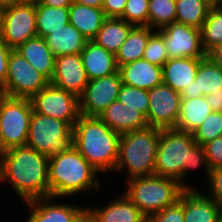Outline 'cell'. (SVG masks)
<instances>
[{
	"label": "cell",
	"mask_w": 222,
	"mask_h": 222,
	"mask_svg": "<svg viewBox=\"0 0 222 222\" xmlns=\"http://www.w3.org/2000/svg\"><path fill=\"white\" fill-rule=\"evenodd\" d=\"M49 158L27 145L9 148L0 163V182H8L26 203L50 197Z\"/></svg>",
	"instance_id": "6da1fadb"
},
{
	"label": "cell",
	"mask_w": 222,
	"mask_h": 222,
	"mask_svg": "<svg viewBox=\"0 0 222 222\" xmlns=\"http://www.w3.org/2000/svg\"><path fill=\"white\" fill-rule=\"evenodd\" d=\"M120 137L98 117L80 115L73 126V146L100 173L115 170Z\"/></svg>",
	"instance_id": "7a4b0ae2"
},
{
	"label": "cell",
	"mask_w": 222,
	"mask_h": 222,
	"mask_svg": "<svg viewBox=\"0 0 222 222\" xmlns=\"http://www.w3.org/2000/svg\"><path fill=\"white\" fill-rule=\"evenodd\" d=\"M100 173L72 146L49 158L48 185L53 198L70 197L82 191L98 189ZM70 195V196H69Z\"/></svg>",
	"instance_id": "3957f363"
},
{
	"label": "cell",
	"mask_w": 222,
	"mask_h": 222,
	"mask_svg": "<svg viewBox=\"0 0 222 222\" xmlns=\"http://www.w3.org/2000/svg\"><path fill=\"white\" fill-rule=\"evenodd\" d=\"M159 140L160 129L151 126L121 134L114 171L126 168L128 180L153 175Z\"/></svg>",
	"instance_id": "277c9868"
},
{
	"label": "cell",
	"mask_w": 222,
	"mask_h": 222,
	"mask_svg": "<svg viewBox=\"0 0 222 222\" xmlns=\"http://www.w3.org/2000/svg\"><path fill=\"white\" fill-rule=\"evenodd\" d=\"M124 194L148 218L179 200L185 188L177 181L158 175L127 180Z\"/></svg>",
	"instance_id": "5b68a950"
},
{
	"label": "cell",
	"mask_w": 222,
	"mask_h": 222,
	"mask_svg": "<svg viewBox=\"0 0 222 222\" xmlns=\"http://www.w3.org/2000/svg\"><path fill=\"white\" fill-rule=\"evenodd\" d=\"M195 145L192 133L175 128L160 129L154 174L177 180L185 189H191L182 183V177L183 166H188L189 151Z\"/></svg>",
	"instance_id": "8992f818"
},
{
	"label": "cell",
	"mask_w": 222,
	"mask_h": 222,
	"mask_svg": "<svg viewBox=\"0 0 222 222\" xmlns=\"http://www.w3.org/2000/svg\"><path fill=\"white\" fill-rule=\"evenodd\" d=\"M26 145L50 158L73 146V128L63 120L33 113Z\"/></svg>",
	"instance_id": "52a82bcc"
},
{
	"label": "cell",
	"mask_w": 222,
	"mask_h": 222,
	"mask_svg": "<svg viewBox=\"0 0 222 222\" xmlns=\"http://www.w3.org/2000/svg\"><path fill=\"white\" fill-rule=\"evenodd\" d=\"M32 114L29 98L0 93V131L7 149L26 145Z\"/></svg>",
	"instance_id": "ba28073f"
},
{
	"label": "cell",
	"mask_w": 222,
	"mask_h": 222,
	"mask_svg": "<svg viewBox=\"0 0 222 222\" xmlns=\"http://www.w3.org/2000/svg\"><path fill=\"white\" fill-rule=\"evenodd\" d=\"M50 81L15 50L9 55L5 85L0 93L10 97L30 98Z\"/></svg>",
	"instance_id": "9c48e42d"
},
{
	"label": "cell",
	"mask_w": 222,
	"mask_h": 222,
	"mask_svg": "<svg viewBox=\"0 0 222 222\" xmlns=\"http://www.w3.org/2000/svg\"><path fill=\"white\" fill-rule=\"evenodd\" d=\"M0 36L12 50L37 36L36 0L6 6Z\"/></svg>",
	"instance_id": "30bf717a"
},
{
	"label": "cell",
	"mask_w": 222,
	"mask_h": 222,
	"mask_svg": "<svg viewBox=\"0 0 222 222\" xmlns=\"http://www.w3.org/2000/svg\"><path fill=\"white\" fill-rule=\"evenodd\" d=\"M29 100L33 113L63 120L72 128L81 115L79 98L73 93L58 88L51 83L40 92L32 95Z\"/></svg>",
	"instance_id": "8fae6325"
},
{
	"label": "cell",
	"mask_w": 222,
	"mask_h": 222,
	"mask_svg": "<svg viewBox=\"0 0 222 222\" xmlns=\"http://www.w3.org/2000/svg\"><path fill=\"white\" fill-rule=\"evenodd\" d=\"M122 84L118 71L106 77L89 80L79 97L80 114L99 117L110 104L117 100Z\"/></svg>",
	"instance_id": "7c38bea8"
},
{
	"label": "cell",
	"mask_w": 222,
	"mask_h": 222,
	"mask_svg": "<svg viewBox=\"0 0 222 222\" xmlns=\"http://www.w3.org/2000/svg\"><path fill=\"white\" fill-rule=\"evenodd\" d=\"M156 31L164 40L168 59L206 57L202 46L201 30L173 22Z\"/></svg>",
	"instance_id": "4fadbf2b"
},
{
	"label": "cell",
	"mask_w": 222,
	"mask_h": 222,
	"mask_svg": "<svg viewBox=\"0 0 222 222\" xmlns=\"http://www.w3.org/2000/svg\"><path fill=\"white\" fill-rule=\"evenodd\" d=\"M148 126L159 129L175 128L180 112L181 96L164 83L148 91Z\"/></svg>",
	"instance_id": "5bb4252c"
},
{
	"label": "cell",
	"mask_w": 222,
	"mask_h": 222,
	"mask_svg": "<svg viewBox=\"0 0 222 222\" xmlns=\"http://www.w3.org/2000/svg\"><path fill=\"white\" fill-rule=\"evenodd\" d=\"M88 78L80 54L57 56L50 83L78 98L82 95Z\"/></svg>",
	"instance_id": "9a60e30c"
},
{
	"label": "cell",
	"mask_w": 222,
	"mask_h": 222,
	"mask_svg": "<svg viewBox=\"0 0 222 222\" xmlns=\"http://www.w3.org/2000/svg\"><path fill=\"white\" fill-rule=\"evenodd\" d=\"M53 197H46L26 202L31 214L25 222H74L85 209L66 203H51Z\"/></svg>",
	"instance_id": "2e32d148"
},
{
	"label": "cell",
	"mask_w": 222,
	"mask_h": 222,
	"mask_svg": "<svg viewBox=\"0 0 222 222\" xmlns=\"http://www.w3.org/2000/svg\"><path fill=\"white\" fill-rule=\"evenodd\" d=\"M123 84L149 91L163 83L162 67L138 59L118 67Z\"/></svg>",
	"instance_id": "e0dca14e"
},
{
	"label": "cell",
	"mask_w": 222,
	"mask_h": 222,
	"mask_svg": "<svg viewBox=\"0 0 222 222\" xmlns=\"http://www.w3.org/2000/svg\"><path fill=\"white\" fill-rule=\"evenodd\" d=\"M222 89V68L209 58H202L196 72L195 80L181 92V99L206 96Z\"/></svg>",
	"instance_id": "ac0fdd59"
},
{
	"label": "cell",
	"mask_w": 222,
	"mask_h": 222,
	"mask_svg": "<svg viewBox=\"0 0 222 222\" xmlns=\"http://www.w3.org/2000/svg\"><path fill=\"white\" fill-rule=\"evenodd\" d=\"M109 128L120 134L148 127L146 116L118 100L110 104L99 117Z\"/></svg>",
	"instance_id": "d6986e66"
},
{
	"label": "cell",
	"mask_w": 222,
	"mask_h": 222,
	"mask_svg": "<svg viewBox=\"0 0 222 222\" xmlns=\"http://www.w3.org/2000/svg\"><path fill=\"white\" fill-rule=\"evenodd\" d=\"M183 199L184 222H216L222 207L213 199L194 189H185Z\"/></svg>",
	"instance_id": "ffe728a7"
},
{
	"label": "cell",
	"mask_w": 222,
	"mask_h": 222,
	"mask_svg": "<svg viewBox=\"0 0 222 222\" xmlns=\"http://www.w3.org/2000/svg\"><path fill=\"white\" fill-rule=\"evenodd\" d=\"M80 56L88 80L106 77L118 71L115 55L93 40L86 42Z\"/></svg>",
	"instance_id": "44dd1931"
},
{
	"label": "cell",
	"mask_w": 222,
	"mask_h": 222,
	"mask_svg": "<svg viewBox=\"0 0 222 222\" xmlns=\"http://www.w3.org/2000/svg\"><path fill=\"white\" fill-rule=\"evenodd\" d=\"M14 50L51 81L54 74L56 56L50 50L44 38L35 36Z\"/></svg>",
	"instance_id": "7402d4cb"
},
{
	"label": "cell",
	"mask_w": 222,
	"mask_h": 222,
	"mask_svg": "<svg viewBox=\"0 0 222 222\" xmlns=\"http://www.w3.org/2000/svg\"><path fill=\"white\" fill-rule=\"evenodd\" d=\"M202 58L168 59L162 67L163 83L176 92H181L195 80Z\"/></svg>",
	"instance_id": "603a6c76"
},
{
	"label": "cell",
	"mask_w": 222,
	"mask_h": 222,
	"mask_svg": "<svg viewBox=\"0 0 222 222\" xmlns=\"http://www.w3.org/2000/svg\"><path fill=\"white\" fill-rule=\"evenodd\" d=\"M96 222H147V217L125 195L121 194L108 205L98 209L88 208Z\"/></svg>",
	"instance_id": "cb8c5ba5"
},
{
	"label": "cell",
	"mask_w": 222,
	"mask_h": 222,
	"mask_svg": "<svg viewBox=\"0 0 222 222\" xmlns=\"http://www.w3.org/2000/svg\"><path fill=\"white\" fill-rule=\"evenodd\" d=\"M106 19L102 8L81 5L73 2L69 7L71 23L88 41H92Z\"/></svg>",
	"instance_id": "d4e9b609"
},
{
	"label": "cell",
	"mask_w": 222,
	"mask_h": 222,
	"mask_svg": "<svg viewBox=\"0 0 222 222\" xmlns=\"http://www.w3.org/2000/svg\"><path fill=\"white\" fill-rule=\"evenodd\" d=\"M44 39L56 57L80 54L88 41L71 23L51 31Z\"/></svg>",
	"instance_id": "484cf974"
},
{
	"label": "cell",
	"mask_w": 222,
	"mask_h": 222,
	"mask_svg": "<svg viewBox=\"0 0 222 222\" xmlns=\"http://www.w3.org/2000/svg\"><path fill=\"white\" fill-rule=\"evenodd\" d=\"M212 112L211 107L207 104L205 96L181 99L180 112L175 129L193 133L203 124Z\"/></svg>",
	"instance_id": "4316f807"
},
{
	"label": "cell",
	"mask_w": 222,
	"mask_h": 222,
	"mask_svg": "<svg viewBox=\"0 0 222 222\" xmlns=\"http://www.w3.org/2000/svg\"><path fill=\"white\" fill-rule=\"evenodd\" d=\"M153 31L149 26H133L115 55L117 67L141 59Z\"/></svg>",
	"instance_id": "83f0119b"
},
{
	"label": "cell",
	"mask_w": 222,
	"mask_h": 222,
	"mask_svg": "<svg viewBox=\"0 0 222 222\" xmlns=\"http://www.w3.org/2000/svg\"><path fill=\"white\" fill-rule=\"evenodd\" d=\"M133 27L121 18H106L93 41L116 55Z\"/></svg>",
	"instance_id": "f1b7e54d"
},
{
	"label": "cell",
	"mask_w": 222,
	"mask_h": 222,
	"mask_svg": "<svg viewBox=\"0 0 222 222\" xmlns=\"http://www.w3.org/2000/svg\"><path fill=\"white\" fill-rule=\"evenodd\" d=\"M69 23V7H51L36 0L37 36L45 38Z\"/></svg>",
	"instance_id": "f546056e"
},
{
	"label": "cell",
	"mask_w": 222,
	"mask_h": 222,
	"mask_svg": "<svg viewBox=\"0 0 222 222\" xmlns=\"http://www.w3.org/2000/svg\"><path fill=\"white\" fill-rule=\"evenodd\" d=\"M213 0H175L176 22L201 30Z\"/></svg>",
	"instance_id": "4dcf8cb0"
},
{
	"label": "cell",
	"mask_w": 222,
	"mask_h": 222,
	"mask_svg": "<svg viewBox=\"0 0 222 222\" xmlns=\"http://www.w3.org/2000/svg\"><path fill=\"white\" fill-rule=\"evenodd\" d=\"M202 46L207 53L222 44V11L214 4L201 28Z\"/></svg>",
	"instance_id": "1f68e13d"
},
{
	"label": "cell",
	"mask_w": 222,
	"mask_h": 222,
	"mask_svg": "<svg viewBox=\"0 0 222 222\" xmlns=\"http://www.w3.org/2000/svg\"><path fill=\"white\" fill-rule=\"evenodd\" d=\"M176 22L175 0H149L148 26L159 30Z\"/></svg>",
	"instance_id": "d6a6232c"
},
{
	"label": "cell",
	"mask_w": 222,
	"mask_h": 222,
	"mask_svg": "<svg viewBox=\"0 0 222 222\" xmlns=\"http://www.w3.org/2000/svg\"><path fill=\"white\" fill-rule=\"evenodd\" d=\"M192 135L196 144L202 146L222 136V112L213 111Z\"/></svg>",
	"instance_id": "836d02e7"
},
{
	"label": "cell",
	"mask_w": 222,
	"mask_h": 222,
	"mask_svg": "<svg viewBox=\"0 0 222 222\" xmlns=\"http://www.w3.org/2000/svg\"><path fill=\"white\" fill-rule=\"evenodd\" d=\"M117 100L131 109H136L147 116L149 109L148 91L122 84Z\"/></svg>",
	"instance_id": "e575fe53"
},
{
	"label": "cell",
	"mask_w": 222,
	"mask_h": 222,
	"mask_svg": "<svg viewBox=\"0 0 222 222\" xmlns=\"http://www.w3.org/2000/svg\"><path fill=\"white\" fill-rule=\"evenodd\" d=\"M149 0H127L120 17L133 26H148Z\"/></svg>",
	"instance_id": "d590c367"
},
{
	"label": "cell",
	"mask_w": 222,
	"mask_h": 222,
	"mask_svg": "<svg viewBox=\"0 0 222 222\" xmlns=\"http://www.w3.org/2000/svg\"><path fill=\"white\" fill-rule=\"evenodd\" d=\"M142 58L160 67L168 60L166 45L157 31L150 36Z\"/></svg>",
	"instance_id": "8d00e7d4"
},
{
	"label": "cell",
	"mask_w": 222,
	"mask_h": 222,
	"mask_svg": "<svg viewBox=\"0 0 222 222\" xmlns=\"http://www.w3.org/2000/svg\"><path fill=\"white\" fill-rule=\"evenodd\" d=\"M147 222H184L183 199L179 197L174 204L150 215Z\"/></svg>",
	"instance_id": "74e56055"
},
{
	"label": "cell",
	"mask_w": 222,
	"mask_h": 222,
	"mask_svg": "<svg viewBox=\"0 0 222 222\" xmlns=\"http://www.w3.org/2000/svg\"><path fill=\"white\" fill-rule=\"evenodd\" d=\"M201 165L205 166L206 170V177L209 175V165L207 162L206 153L204 150V147L202 145H195L190 151H189V159H188V166H183V177L182 182L184 179V176L188 174L192 169H197L198 167H201Z\"/></svg>",
	"instance_id": "f35d334b"
},
{
	"label": "cell",
	"mask_w": 222,
	"mask_h": 222,
	"mask_svg": "<svg viewBox=\"0 0 222 222\" xmlns=\"http://www.w3.org/2000/svg\"><path fill=\"white\" fill-rule=\"evenodd\" d=\"M210 169L222 167V136L203 145Z\"/></svg>",
	"instance_id": "ab89813d"
},
{
	"label": "cell",
	"mask_w": 222,
	"mask_h": 222,
	"mask_svg": "<svg viewBox=\"0 0 222 222\" xmlns=\"http://www.w3.org/2000/svg\"><path fill=\"white\" fill-rule=\"evenodd\" d=\"M207 180L211 194L206 196L222 207V167L210 169Z\"/></svg>",
	"instance_id": "60d3db41"
},
{
	"label": "cell",
	"mask_w": 222,
	"mask_h": 222,
	"mask_svg": "<svg viewBox=\"0 0 222 222\" xmlns=\"http://www.w3.org/2000/svg\"><path fill=\"white\" fill-rule=\"evenodd\" d=\"M127 0H104L102 10L106 18H120L125 10Z\"/></svg>",
	"instance_id": "b9f144b4"
},
{
	"label": "cell",
	"mask_w": 222,
	"mask_h": 222,
	"mask_svg": "<svg viewBox=\"0 0 222 222\" xmlns=\"http://www.w3.org/2000/svg\"><path fill=\"white\" fill-rule=\"evenodd\" d=\"M12 49L2 40L0 36V89L5 85L9 55Z\"/></svg>",
	"instance_id": "7bdbcfd3"
},
{
	"label": "cell",
	"mask_w": 222,
	"mask_h": 222,
	"mask_svg": "<svg viewBox=\"0 0 222 222\" xmlns=\"http://www.w3.org/2000/svg\"><path fill=\"white\" fill-rule=\"evenodd\" d=\"M205 98L212 111L222 112V89L206 95Z\"/></svg>",
	"instance_id": "ee69618b"
},
{
	"label": "cell",
	"mask_w": 222,
	"mask_h": 222,
	"mask_svg": "<svg viewBox=\"0 0 222 222\" xmlns=\"http://www.w3.org/2000/svg\"><path fill=\"white\" fill-rule=\"evenodd\" d=\"M206 57L209 58L214 64L222 68V44L215 46L206 53Z\"/></svg>",
	"instance_id": "f6af8a7d"
},
{
	"label": "cell",
	"mask_w": 222,
	"mask_h": 222,
	"mask_svg": "<svg viewBox=\"0 0 222 222\" xmlns=\"http://www.w3.org/2000/svg\"><path fill=\"white\" fill-rule=\"evenodd\" d=\"M41 4L51 7H70L73 0H37Z\"/></svg>",
	"instance_id": "bcb514c9"
},
{
	"label": "cell",
	"mask_w": 222,
	"mask_h": 222,
	"mask_svg": "<svg viewBox=\"0 0 222 222\" xmlns=\"http://www.w3.org/2000/svg\"><path fill=\"white\" fill-rule=\"evenodd\" d=\"M74 222H96V219L87 207L76 217Z\"/></svg>",
	"instance_id": "7dc6e473"
},
{
	"label": "cell",
	"mask_w": 222,
	"mask_h": 222,
	"mask_svg": "<svg viewBox=\"0 0 222 222\" xmlns=\"http://www.w3.org/2000/svg\"><path fill=\"white\" fill-rule=\"evenodd\" d=\"M73 2H76L81 5H88L95 8H102L104 0H73Z\"/></svg>",
	"instance_id": "c3c4849f"
},
{
	"label": "cell",
	"mask_w": 222,
	"mask_h": 222,
	"mask_svg": "<svg viewBox=\"0 0 222 222\" xmlns=\"http://www.w3.org/2000/svg\"><path fill=\"white\" fill-rule=\"evenodd\" d=\"M7 148L3 142V139H2V134H1V131H0V163L4 157V155L6 154L7 152Z\"/></svg>",
	"instance_id": "681fc988"
},
{
	"label": "cell",
	"mask_w": 222,
	"mask_h": 222,
	"mask_svg": "<svg viewBox=\"0 0 222 222\" xmlns=\"http://www.w3.org/2000/svg\"><path fill=\"white\" fill-rule=\"evenodd\" d=\"M23 0H0V5L3 7L9 6V5H13L16 3H19Z\"/></svg>",
	"instance_id": "f907efd6"
},
{
	"label": "cell",
	"mask_w": 222,
	"mask_h": 222,
	"mask_svg": "<svg viewBox=\"0 0 222 222\" xmlns=\"http://www.w3.org/2000/svg\"><path fill=\"white\" fill-rule=\"evenodd\" d=\"M3 6L0 5V32H1V25H2V20H3V12H4Z\"/></svg>",
	"instance_id": "816d5d0a"
},
{
	"label": "cell",
	"mask_w": 222,
	"mask_h": 222,
	"mask_svg": "<svg viewBox=\"0 0 222 222\" xmlns=\"http://www.w3.org/2000/svg\"><path fill=\"white\" fill-rule=\"evenodd\" d=\"M222 11V2L214 3Z\"/></svg>",
	"instance_id": "f5cc1de1"
},
{
	"label": "cell",
	"mask_w": 222,
	"mask_h": 222,
	"mask_svg": "<svg viewBox=\"0 0 222 222\" xmlns=\"http://www.w3.org/2000/svg\"><path fill=\"white\" fill-rule=\"evenodd\" d=\"M216 222H222V212H221L220 215L218 216Z\"/></svg>",
	"instance_id": "db71d44e"
},
{
	"label": "cell",
	"mask_w": 222,
	"mask_h": 222,
	"mask_svg": "<svg viewBox=\"0 0 222 222\" xmlns=\"http://www.w3.org/2000/svg\"><path fill=\"white\" fill-rule=\"evenodd\" d=\"M222 2V0H213V3Z\"/></svg>",
	"instance_id": "11a10c76"
}]
</instances>
